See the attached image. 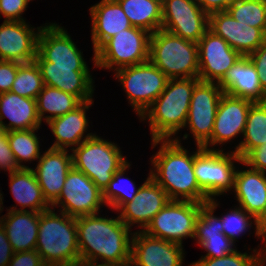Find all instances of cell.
I'll use <instances>...</instances> for the list:
<instances>
[{
    "instance_id": "obj_1",
    "label": "cell",
    "mask_w": 266,
    "mask_h": 266,
    "mask_svg": "<svg viewBox=\"0 0 266 266\" xmlns=\"http://www.w3.org/2000/svg\"><path fill=\"white\" fill-rule=\"evenodd\" d=\"M180 142L178 137L152 140L153 148L158 143L161 147L151 159L154 170L150 169V177L164 189L170 200L206 204L209 199L199 187L194 173V158L203 147L197 146L194 154H189Z\"/></svg>"
},
{
    "instance_id": "obj_2",
    "label": "cell",
    "mask_w": 266,
    "mask_h": 266,
    "mask_svg": "<svg viewBox=\"0 0 266 266\" xmlns=\"http://www.w3.org/2000/svg\"><path fill=\"white\" fill-rule=\"evenodd\" d=\"M80 260L129 266L133 233L117 218L86 215L76 218Z\"/></svg>"
},
{
    "instance_id": "obj_3",
    "label": "cell",
    "mask_w": 266,
    "mask_h": 266,
    "mask_svg": "<svg viewBox=\"0 0 266 266\" xmlns=\"http://www.w3.org/2000/svg\"><path fill=\"white\" fill-rule=\"evenodd\" d=\"M199 78L169 79L164 91L140 119L148 120L151 140H171L185 128L190 101Z\"/></svg>"
},
{
    "instance_id": "obj_4",
    "label": "cell",
    "mask_w": 266,
    "mask_h": 266,
    "mask_svg": "<svg viewBox=\"0 0 266 266\" xmlns=\"http://www.w3.org/2000/svg\"><path fill=\"white\" fill-rule=\"evenodd\" d=\"M54 211L40 212L35 250L45 266H73L80 261L76 218Z\"/></svg>"
},
{
    "instance_id": "obj_5",
    "label": "cell",
    "mask_w": 266,
    "mask_h": 266,
    "mask_svg": "<svg viewBox=\"0 0 266 266\" xmlns=\"http://www.w3.org/2000/svg\"><path fill=\"white\" fill-rule=\"evenodd\" d=\"M149 60L169 79L198 78V44L163 29L150 37Z\"/></svg>"
},
{
    "instance_id": "obj_6",
    "label": "cell",
    "mask_w": 266,
    "mask_h": 266,
    "mask_svg": "<svg viewBox=\"0 0 266 266\" xmlns=\"http://www.w3.org/2000/svg\"><path fill=\"white\" fill-rule=\"evenodd\" d=\"M117 146L95 134L71 149L73 168L86 174L103 192L114 173L128 163Z\"/></svg>"
},
{
    "instance_id": "obj_7",
    "label": "cell",
    "mask_w": 266,
    "mask_h": 266,
    "mask_svg": "<svg viewBox=\"0 0 266 266\" xmlns=\"http://www.w3.org/2000/svg\"><path fill=\"white\" fill-rule=\"evenodd\" d=\"M150 37L151 33L137 27L116 33L95 52V67L116 71L148 61Z\"/></svg>"
},
{
    "instance_id": "obj_8",
    "label": "cell",
    "mask_w": 266,
    "mask_h": 266,
    "mask_svg": "<svg viewBox=\"0 0 266 266\" xmlns=\"http://www.w3.org/2000/svg\"><path fill=\"white\" fill-rule=\"evenodd\" d=\"M139 118L166 88L169 78L150 60L115 71Z\"/></svg>"
},
{
    "instance_id": "obj_9",
    "label": "cell",
    "mask_w": 266,
    "mask_h": 266,
    "mask_svg": "<svg viewBox=\"0 0 266 266\" xmlns=\"http://www.w3.org/2000/svg\"><path fill=\"white\" fill-rule=\"evenodd\" d=\"M234 161L242 163L236 152L224 153L222 149L203 148L195 156L194 173L199 187L209 200L234 189L236 173Z\"/></svg>"
},
{
    "instance_id": "obj_10",
    "label": "cell",
    "mask_w": 266,
    "mask_h": 266,
    "mask_svg": "<svg viewBox=\"0 0 266 266\" xmlns=\"http://www.w3.org/2000/svg\"><path fill=\"white\" fill-rule=\"evenodd\" d=\"M203 205L192 201L170 200L142 231L149 236L182 245L185 238L194 239L196 219Z\"/></svg>"
},
{
    "instance_id": "obj_11",
    "label": "cell",
    "mask_w": 266,
    "mask_h": 266,
    "mask_svg": "<svg viewBox=\"0 0 266 266\" xmlns=\"http://www.w3.org/2000/svg\"><path fill=\"white\" fill-rule=\"evenodd\" d=\"M102 204L105 205L102 191L86 174L72 167L59 198L51 207L61 206V212L77 218L99 214Z\"/></svg>"
},
{
    "instance_id": "obj_12",
    "label": "cell",
    "mask_w": 266,
    "mask_h": 266,
    "mask_svg": "<svg viewBox=\"0 0 266 266\" xmlns=\"http://www.w3.org/2000/svg\"><path fill=\"white\" fill-rule=\"evenodd\" d=\"M223 91L216 82L199 81L193 90L185 123L196 141L203 147L212 135L217 108Z\"/></svg>"
},
{
    "instance_id": "obj_13",
    "label": "cell",
    "mask_w": 266,
    "mask_h": 266,
    "mask_svg": "<svg viewBox=\"0 0 266 266\" xmlns=\"http://www.w3.org/2000/svg\"><path fill=\"white\" fill-rule=\"evenodd\" d=\"M161 29L198 43L209 30V14L196 0H165Z\"/></svg>"
},
{
    "instance_id": "obj_14",
    "label": "cell",
    "mask_w": 266,
    "mask_h": 266,
    "mask_svg": "<svg viewBox=\"0 0 266 266\" xmlns=\"http://www.w3.org/2000/svg\"><path fill=\"white\" fill-rule=\"evenodd\" d=\"M37 53L51 67L88 68L81 50H78L67 31L56 23L41 26Z\"/></svg>"
},
{
    "instance_id": "obj_15",
    "label": "cell",
    "mask_w": 266,
    "mask_h": 266,
    "mask_svg": "<svg viewBox=\"0 0 266 266\" xmlns=\"http://www.w3.org/2000/svg\"><path fill=\"white\" fill-rule=\"evenodd\" d=\"M131 237L129 266H182L185 253L181 244L149 236L142 230Z\"/></svg>"
},
{
    "instance_id": "obj_16",
    "label": "cell",
    "mask_w": 266,
    "mask_h": 266,
    "mask_svg": "<svg viewBox=\"0 0 266 266\" xmlns=\"http://www.w3.org/2000/svg\"><path fill=\"white\" fill-rule=\"evenodd\" d=\"M198 44V64L201 81L218 83L226 71L242 56L222 38L208 30Z\"/></svg>"
},
{
    "instance_id": "obj_17",
    "label": "cell",
    "mask_w": 266,
    "mask_h": 266,
    "mask_svg": "<svg viewBox=\"0 0 266 266\" xmlns=\"http://www.w3.org/2000/svg\"><path fill=\"white\" fill-rule=\"evenodd\" d=\"M209 30L222 37L242 56L253 53L266 41V34L260 28L237 21L228 11L209 14Z\"/></svg>"
},
{
    "instance_id": "obj_18",
    "label": "cell",
    "mask_w": 266,
    "mask_h": 266,
    "mask_svg": "<svg viewBox=\"0 0 266 266\" xmlns=\"http://www.w3.org/2000/svg\"><path fill=\"white\" fill-rule=\"evenodd\" d=\"M30 27L25 21L4 20L0 25V60L30 63L35 60L41 27Z\"/></svg>"
},
{
    "instance_id": "obj_19",
    "label": "cell",
    "mask_w": 266,
    "mask_h": 266,
    "mask_svg": "<svg viewBox=\"0 0 266 266\" xmlns=\"http://www.w3.org/2000/svg\"><path fill=\"white\" fill-rule=\"evenodd\" d=\"M253 102L223 93L216 112L211 139L203 146L227 143L239 134L243 135L250 106Z\"/></svg>"
},
{
    "instance_id": "obj_20",
    "label": "cell",
    "mask_w": 266,
    "mask_h": 266,
    "mask_svg": "<svg viewBox=\"0 0 266 266\" xmlns=\"http://www.w3.org/2000/svg\"><path fill=\"white\" fill-rule=\"evenodd\" d=\"M169 201L168 194L150 177L149 173V177L140 186L134 199L119 210L120 220L130 229L136 223L144 230Z\"/></svg>"
},
{
    "instance_id": "obj_21",
    "label": "cell",
    "mask_w": 266,
    "mask_h": 266,
    "mask_svg": "<svg viewBox=\"0 0 266 266\" xmlns=\"http://www.w3.org/2000/svg\"><path fill=\"white\" fill-rule=\"evenodd\" d=\"M34 61L40 68L44 85L74 95L81 102L93 100L94 82L89 68L51 67L38 53Z\"/></svg>"
},
{
    "instance_id": "obj_22",
    "label": "cell",
    "mask_w": 266,
    "mask_h": 266,
    "mask_svg": "<svg viewBox=\"0 0 266 266\" xmlns=\"http://www.w3.org/2000/svg\"><path fill=\"white\" fill-rule=\"evenodd\" d=\"M68 150L48 148L33 169L47 202L52 205L60 196L67 174L73 167Z\"/></svg>"
},
{
    "instance_id": "obj_23",
    "label": "cell",
    "mask_w": 266,
    "mask_h": 266,
    "mask_svg": "<svg viewBox=\"0 0 266 266\" xmlns=\"http://www.w3.org/2000/svg\"><path fill=\"white\" fill-rule=\"evenodd\" d=\"M230 96L249 100L253 103L266 102L256 68L249 56H241L217 83Z\"/></svg>"
},
{
    "instance_id": "obj_24",
    "label": "cell",
    "mask_w": 266,
    "mask_h": 266,
    "mask_svg": "<svg viewBox=\"0 0 266 266\" xmlns=\"http://www.w3.org/2000/svg\"><path fill=\"white\" fill-rule=\"evenodd\" d=\"M92 18V44L95 66V52L116 33L133 27L116 0H101L90 8Z\"/></svg>"
},
{
    "instance_id": "obj_25",
    "label": "cell",
    "mask_w": 266,
    "mask_h": 266,
    "mask_svg": "<svg viewBox=\"0 0 266 266\" xmlns=\"http://www.w3.org/2000/svg\"><path fill=\"white\" fill-rule=\"evenodd\" d=\"M93 103V100L82 102L74 110L47 122L56 138L50 148L67 150L68 147L72 146L71 149H73L74 146L77 147L80 143L95 135L92 133L84 135L89 126L86 111Z\"/></svg>"
},
{
    "instance_id": "obj_26",
    "label": "cell",
    "mask_w": 266,
    "mask_h": 266,
    "mask_svg": "<svg viewBox=\"0 0 266 266\" xmlns=\"http://www.w3.org/2000/svg\"><path fill=\"white\" fill-rule=\"evenodd\" d=\"M2 215L1 225L5 229L13 252L36 249L40 212L7 210Z\"/></svg>"
},
{
    "instance_id": "obj_27",
    "label": "cell",
    "mask_w": 266,
    "mask_h": 266,
    "mask_svg": "<svg viewBox=\"0 0 266 266\" xmlns=\"http://www.w3.org/2000/svg\"><path fill=\"white\" fill-rule=\"evenodd\" d=\"M4 118H9L8 125L2 121ZM0 122L7 132L39 129L42 122L36 99L22 97L10 91L0 94Z\"/></svg>"
},
{
    "instance_id": "obj_28",
    "label": "cell",
    "mask_w": 266,
    "mask_h": 266,
    "mask_svg": "<svg viewBox=\"0 0 266 266\" xmlns=\"http://www.w3.org/2000/svg\"><path fill=\"white\" fill-rule=\"evenodd\" d=\"M233 190L239 207L254 218L266 208V173L251 168L237 169Z\"/></svg>"
},
{
    "instance_id": "obj_29",
    "label": "cell",
    "mask_w": 266,
    "mask_h": 266,
    "mask_svg": "<svg viewBox=\"0 0 266 266\" xmlns=\"http://www.w3.org/2000/svg\"><path fill=\"white\" fill-rule=\"evenodd\" d=\"M9 178L10 191L21 208L17 209L16 205L8 210L27 211L24 208L28 207L30 211L43 212L51 208L43 196L33 168H21L9 174Z\"/></svg>"
},
{
    "instance_id": "obj_30",
    "label": "cell",
    "mask_w": 266,
    "mask_h": 266,
    "mask_svg": "<svg viewBox=\"0 0 266 266\" xmlns=\"http://www.w3.org/2000/svg\"><path fill=\"white\" fill-rule=\"evenodd\" d=\"M133 27L153 34L162 28V5L154 0H116Z\"/></svg>"
},
{
    "instance_id": "obj_31",
    "label": "cell",
    "mask_w": 266,
    "mask_h": 266,
    "mask_svg": "<svg viewBox=\"0 0 266 266\" xmlns=\"http://www.w3.org/2000/svg\"><path fill=\"white\" fill-rule=\"evenodd\" d=\"M243 138L234 150L241 159L266 143V102L253 103L250 106Z\"/></svg>"
},
{
    "instance_id": "obj_32",
    "label": "cell",
    "mask_w": 266,
    "mask_h": 266,
    "mask_svg": "<svg viewBox=\"0 0 266 266\" xmlns=\"http://www.w3.org/2000/svg\"><path fill=\"white\" fill-rule=\"evenodd\" d=\"M81 103L76 96L46 85L43 86L36 98L39 118L41 122L45 120L46 123L74 110ZM46 112L51 115L45 116Z\"/></svg>"
},
{
    "instance_id": "obj_33",
    "label": "cell",
    "mask_w": 266,
    "mask_h": 266,
    "mask_svg": "<svg viewBox=\"0 0 266 266\" xmlns=\"http://www.w3.org/2000/svg\"><path fill=\"white\" fill-rule=\"evenodd\" d=\"M130 166L128 162L119 171L115 172L108 186L102 192V199L105 205L109 206L110 209L117 210V212L126 203L132 201L140 189V186L136 188L132 180L123 177Z\"/></svg>"
},
{
    "instance_id": "obj_34",
    "label": "cell",
    "mask_w": 266,
    "mask_h": 266,
    "mask_svg": "<svg viewBox=\"0 0 266 266\" xmlns=\"http://www.w3.org/2000/svg\"><path fill=\"white\" fill-rule=\"evenodd\" d=\"M37 130L38 129H30L7 132L10 148L20 168H31L22 165L23 161H30L31 163V161L38 160L41 157L39 149L40 140H38L39 138L37 134H35Z\"/></svg>"
},
{
    "instance_id": "obj_35",
    "label": "cell",
    "mask_w": 266,
    "mask_h": 266,
    "mask_svg": "<svg viewBox=\"0 0 266 266\" xmlns=\"http://www.w3.org/2000/svg\"><path fill=\"white\" fill-rule=\"evenodd\" d=\"M227 11L237 21L260 28L266 34V0H234Z\"/></svg>"
},
{
    "instance_id": "obj_36",
    "label": "cell",
    "mask_w": 266,
    "mask_h": 266,
    "mask_svg": "<svg viewBox=\"0 0 266 266\" xmlns=\"http://www.w3.org/2000/svg\"><path fill=\"white\" fill-rule=\"evenodd\" d=\"M44 83L39 66L35 61L22 63L18 67L10 92L22 97L36 99Z\"/></svg>"
},
{
    "instance_id": "obj_37",
    "label": "cell",
    "mask_w": 266,
    "mask_h": 266,
    "mask_svg": "<svg viewBox=\"0 0 266 266\" xmlns=\"http://www.w3.org/2000/svg\"><path fill=\"white\" fill-rule=\"evenodd\" d=\"M219 204L215 198L204 204L199 211L196 219L195 237L199 246L205 242L208 237L225 235L223 233L222 220L214 216L215 209Z\"/></svg>"
},
{
    "instance_id": "obj_38",
    "label": "cell",
    "mask_w": 266,
    "mask_h": 266,
    "mask_svg": "<svg viewBox=\"0 0 266 266\" xmlns=\"http://www.w3.org/2000/svg\"><path fill=\"white\" fill-rule=\"evenodd\" d=\"M253 249L254 254L241 253L236 250L219 258H208L201 256V259L190 264V266H263L261 254L263 248L259 251Z\"/></svg>"
},
{
    "instance_id": "obj_39",
    "label": "cell",
    "mask_w": 266,
    "mask_h": 266,
    "mask_svg": "<svg viewBox=\"0 0 266 266\" xmlns=\"http://www.w3.org/2000/svg\"><path fill=\"white\" fill-rule=\"evenodd\" d=\"M222 220L223 233L235 244L240 234L252 227V218L255 225V218L248 214L243 208L231 209L226 215L220 217ZM245 231V232H244Z\"/></svg>"
},
{
    "instance_id": "obj_40",
    "label": "cell",
    "mask_w": 266,
    "mask_h": 266,
    "mask_svg": "<svg viewBox=\"0 0 266 266\" xmlns=\"http://www.w3.org/2000/svg\"><path fill=\"white\" fill-rule=\"evenodd\" d=\"M200 246L207 252L204 257L208 258H219L236 251L234 243L226 235L208 237Z\"/></svg>"
},
{
    "instance_id": "obj_41",
    "label": "cell",
    "mask_w": 266,
    "mask_h": 266,
    "mask_svg": "<svg viewBox=\"0 0 266 266\" xmlns=\"http://www.w3.org/2000/svg\"><path fill=\"white\" fill-rule=\"evenodd\" d=\"M30 0H0V14L5 20L24 21L21 16Z\"/></svg>"
},
{
    "instance_id": "obj_42",
    "label": "cell",
    "mask_w": 266,
    "mask_h": 266,
    "mask_svg": "<svg viewBox=\"0 0 266 266\" xmlns=\"http://www.w3.org/2000/svg\"><path fill=\"white\" fill-rule=\"evenodd\" d=\"M22 63L16 61L0 60V94L10 91L15 80L18 67Z\"/></svg>"
},
{
    "instance_id": "obj_43",
    "label": "cell",
    "mask_w": 266,
    "mask_h": 266,
    "mask_svg": "<svg viewBox=\"0 0 266 266\" xmlns=\"http://www.w3.org/2000/svg\"><path fill=\"white\" fill-rule=\"evenodd\" d=\"M0 169H3L4 171L8 170L9 174L15 173L21 169L10 148L7 133L2 139H0Z\"/></svg>"
},
{
    "instance_id": "obj_44",
    "label": "cell",
    "mask_w": 266,
    "mask_h": 266,
    "mask_svg": "<svg viewBox=\"0 0 266 266\" xmlns=\"http://www.w3.org/2000/svg\"><path fill=\"white\" fill-rule=\"evenodd\" d=\"M241 164L266 173V143L250 151Z\"/></svg>"
},
{
    "instance_id": "obj_45",
    "label": "cell",
    "mask_w": 266,
    "mask_h": 266,
    "mask_svg": "<svg viewBox=\"0 0 266 266\" xmlns=\"http://www.w3.org/2000/svg\"><path fill=\"white\" fill-rule=\"evenodd\" d=\"M248 56L256 68L262 89L266 93V41Z\"/></svg>"
},
{
    "instance_id": "obj_46",
    "label": "cell",
    "mask_w": 266,
    "mask_h": 266,
    "mask_svg": "<svg viewBox=\"0 0 266 266\" xmlns=\"http://www.w3.org/2000/svg\"><path fill=\"white\" fill-rule=\"evenodd\" d=\"M9 266H45V264L40 254L36 250H31L14 253Z\"/></svg>"
},
{
    "instance_id": "obj_47",
    "label": "cell",
    "mask_w": 266,
    "mask_h": 266,
    "mask_svg": "<svg viewBox=\"0 0 266 266\" xmlns=\"http://www.w3.org/2000/svg\"><path fill=\"white\" fill-rule=\"evenodd\" d=\"M13 254L5 229L0 224V266H9Z\"/></svg>"
},
{
    "instance_id": "obj_48",
    "label": "cell",
    "mask_w": 266,
    "mask_h": 266,
    "mask_svg": "<svg viewBox=\"0 0 266 266\" xmlns=\"http://www.w3.org/2000/svg\"><path fill=\"white\" fill-rule=\"evenodd\" d=\"M234 0H196L201 9L208 14L218 11H227Z\"/></svg>"
},
{
    "instance_id": "obj_49",
    "label": "cell",
    "mask_w": 266,
    "mask_h": 266,
    "mask_svg": "<svg viewBox=\"0 0 266 266\" xmlns=\"http://www.w3.org/2000/svg\"><path fill=\"white\" fill-rule=\"evenodd\" d=\"M255 235L258 238H263V243L266 244V208L262 211V213L255 218Z\"/></svg>"
},
{
    "instance_id": "obj_50",
    "label": "cell",
    "mask_w": 266,
    "mask_h": 266,
    "mask_svg": "<svg viewBox=\"0 0 266 266\" xmlns=\"http://www.w3.org/2000/svg\"><path fill=\"white\" fill-rule=\"evenodd\" d=\"M73 266H115V265H108V264H102V263H95V262H89L80 260L78 263L74 264Z\"/></svg>"
},
{
    "instance_id": "obj_51",
    "label": "cell",
    "mask_w": 266,
    "mask_h": 266,
    "mask_svg": "<svg viewBox=\"0 0 266 266\" xmlns=\"http://www.w3.org/2000/svg\"><path fill=\"white\" fill-rule=\"evenodd\" d=\"M7 131L3 124L0 122V139H2L6 135Z\"/></svg>"
},
{
    "instance_id": "obj_52",
    "label": "cell",
    "mask_w": 266,
    "mask_h": 266,
    "mask_svg": "<svg viewBox=\"0 0 266 266\" xmlns=\"http://www.w3.org/2000/svg\"><path fill=\"white\" fill-rule=\"evenodd\" d=\"M265 248H263V253L261 254V261H262V265L265 266V262H266V245L264 246ZM265 253V254H264Z\"/></svg>"
},
{
    "instance_id": "obj_53",
    "label": "cell",
    "mask_w": 266,
    "mask_h": 266,
    "mask_svg": "<svg viewBox=\"0 0 266 266\" xmlns=\"http://www.w3.org/2000/svg\"><path fill=\"white\" fill-rule=\"evenodd\" d=\"M2 199H3V196H2V194H1V192H0V211H1V212H2V210H3L2 206H1V205L3 204V200H2ZM1 212H0V213H1ZM1 219H2V217H0V223H1Z\"/></svg>"
},
{
    "instance_id": "obj_54",
    "label": "cell",
    "mask_w": 266,
    "mask_h": 266,
    "mask_svg": "<svg viewBox=\"0 0 266 266\" xmlns=\"http://www.w3.org/2000/svg\"><path fill=\"white\" fill-rule=\"evenodd\" d=\"M154 1L158 2V3L161 4V5H163L164 2H165V0H154Z\"/></svg>"
}]
</instances>
